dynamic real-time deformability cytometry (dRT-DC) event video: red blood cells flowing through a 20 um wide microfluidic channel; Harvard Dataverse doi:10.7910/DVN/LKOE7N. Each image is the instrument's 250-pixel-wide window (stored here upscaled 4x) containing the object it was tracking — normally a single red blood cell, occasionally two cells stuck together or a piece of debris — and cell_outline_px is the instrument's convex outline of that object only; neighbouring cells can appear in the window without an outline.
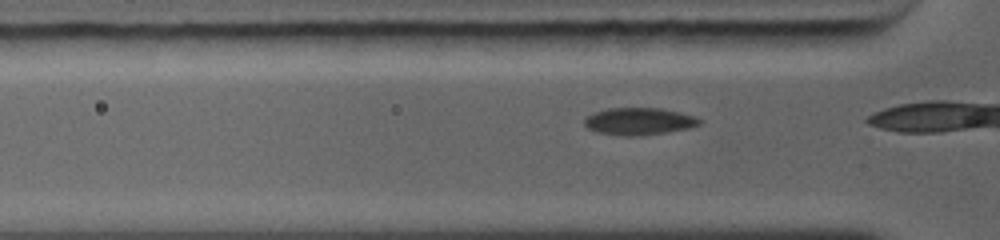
{"species": "common noctule bat (a hibernating species)", "species_latin": "Nyctalus noctula", "temperature_condition": "warm", "stored_images_in_passage": 11, "camera_frame_rate_fps": 5000, "um_per_image_px": 0.085, "animal": {"sex": "female", "body_mass_g": 19.0, "forearm_length_mm": 56.7}, "frame": {"image": 1, "passage_image": 5, "time_ms": 0.6, "image_size_px": [1000, 240], "cell_outline_px": [[700, 124], [688, 128], [668, 132], [640, 136], [624, 136], [596, 132], [588, 128], [584, 124], [584, 120], [588, 116], [596, 112], [608, 108], [660, 108], [680, 112], [692, 116], [700, 120]], "centroid_in_image_um": [54.3, 10.32], "position_along_channel_um": 71.5, "area_um2": 18.09}}
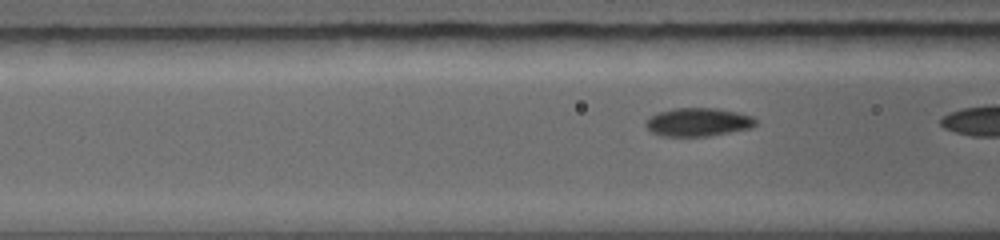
{"frame": {"image": 2, "passage_image": 9, "time_ms": 1.4, "image_size_px": [1000, 240], "cell_outline_px": [[756, 124], [748, 128], [708, 136], [664, 136], [652, 132], [644, 124], [656, 112], [672, 108], [716, 108], [736, 112], [752, 116], [756, 120]], "centroid_in_image_um": [59.31, 10.37], "position_along_channel_um": 107.3, "area_um2": 17.92}}